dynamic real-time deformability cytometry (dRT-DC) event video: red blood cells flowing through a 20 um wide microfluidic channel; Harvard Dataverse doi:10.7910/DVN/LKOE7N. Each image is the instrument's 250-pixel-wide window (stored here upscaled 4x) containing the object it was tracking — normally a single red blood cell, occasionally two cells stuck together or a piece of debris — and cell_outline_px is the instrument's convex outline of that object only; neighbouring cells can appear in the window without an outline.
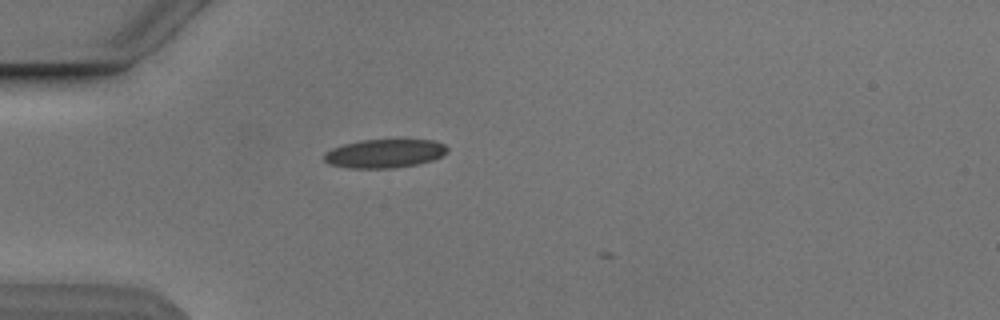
{"species": "Egyptian fruit bat (a non-hibernating species)", "species_latin": "Rousettus aegyptiacus", "temperature_condition": "cold", "stored_images_in_passage": 3, "camera_frame_rate_fps": 3000, "um_per_image_px": 0.085, "animal": {"sex": "male"}, "frame": {"image": 1, "passage_image": 2, "time_ms": 1.0, "image_size_px": [1000, 320], "cell_outline_px": [[448, 152], [432, 160], [416, 164], [396, 168], [348, 168], [328, 164], [324, 160], [324, 152], [332, 148], [344, 144], [364, 140], [432, 140], [444, 144], [448, 148]], "centroid_in_image_um": [32.66, 13.05], "position_along_channel_um": 52.3, "area_um2": 20.52}}